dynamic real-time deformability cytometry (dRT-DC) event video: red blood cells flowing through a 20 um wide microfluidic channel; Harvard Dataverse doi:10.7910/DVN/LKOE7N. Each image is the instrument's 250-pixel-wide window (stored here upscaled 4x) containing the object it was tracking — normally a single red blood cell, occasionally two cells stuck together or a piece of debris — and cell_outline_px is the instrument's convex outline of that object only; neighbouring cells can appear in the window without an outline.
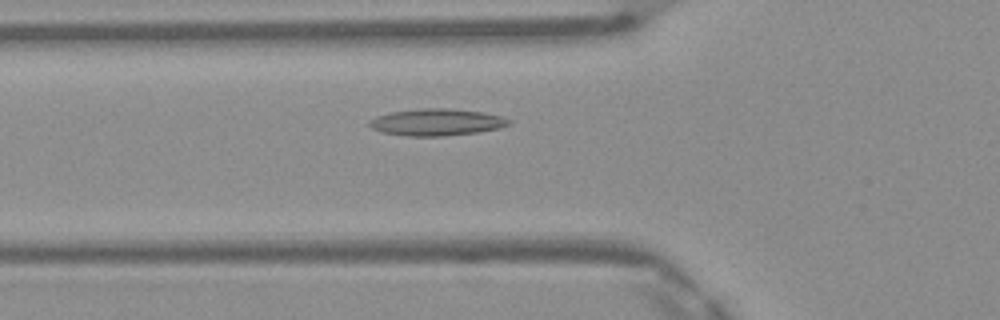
{"species": "Egyptian fruit bat (a non-hibernating species)", "species_latin": "Rousettus aegyptiacus", "temperature_condition": "warm", "stored_images_in_passage": 43, "camera_frame_rate_fps": 3000, "um_per_image_px": 0.085, "frame": {"image": 1, "passage_image": 12, "time_ms": 3.667, "image_size_px": [1000, 320], "cell_outline_px": [[512, 124], [500, 128], [476, 132], [444, 136], [408, 136], [380, 132], [372, 128], [368, 124], [368, 120], [376, 116], [388, 112], [420, 108], [448, 108], [484, 112], [500, 116], [512, 120]], "centroid_in_image_um": [37.09, 10.38], "position_along_channel_um": 88.7, "area_um2": 22.08}}
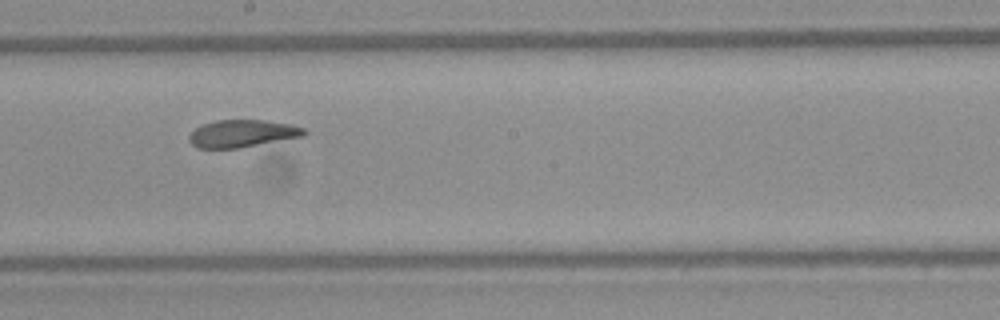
{"frame": {"image": 2, "passage_image": 22, "time_ms": 7.0, "image_size_px": [1000, 320], "cell_outline_px": [[308, 132], [304, 136], [236, 148], [196, 148], [188, 140], [188, 136], [196, 128], [204, 124], [216, 120], [264, 120], [292, 124], [304, 128]], "centroid_in_image_um": [20.6, 11.34], "position_along_channel_um": 227.6, "area_um2": 18.26}}
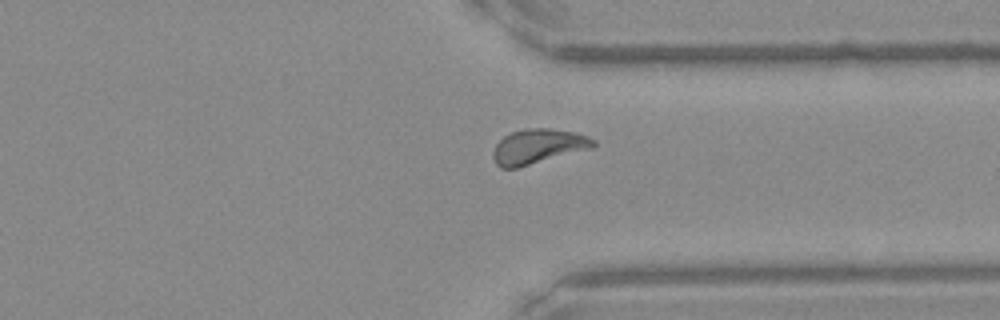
{"frame": {"image": 3, "passage_image": 32, "time_ms": 10.333, "image_size_px": [1000, 320], "cell_outline_px": [[596, 144], [592, 148], [516, 168], [500, 168], [496, 164], [492, 156], [492, 152], [496, 144], [504, 136], [512, 132], [528, 128], [552, 128], [576, 132], [588, 136], [596, 140]], "centroid_in_image_um": [45.74, 12.44], "position_along_channel_um": 365.7, "area_um2": 20.35}, "authors_computed_cell_mechanics": {"area_um2": 19.7098, "velocity_mm_per_s": 4.1439, "shape_relaxation_time_tau1_ms": 5.6606, "shape_relaxation_time_tau2_ms": 1.6289, "deformation_change_tau1": 0.1882, "deformation_change_tau2": 0.0719}}